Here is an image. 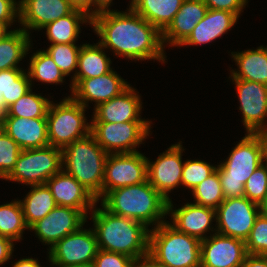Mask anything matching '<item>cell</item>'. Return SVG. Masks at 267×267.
<instances>
[{
    "label": "cell",
    "instance_id": "obj_1",
    "mask_svg": "<svg viewBox=\"0 0 267 267\" xmlns=\"http://www.w3.org/2000/svg\"><path fill=\"white\" fill-rule=\"evenodd\" d=\"M99 43L115 56L127 59L157 60L165 63L162 33L130 7L126 11L106 10L91 18Z\"/></svg>",
    "mask_w": 267,
    "mask_h": 267
},
{
    "label": "cell",
    "instance_id": "obj_2",
    "mask_svg": "<svg viewBox=\"0 0 267 267\" xmlns=\"http://www.w3.org/2000/svg\"><path fill=\"white\" fill-rule=\"evenodd\" d=\"M96 206V207H95ZM91 211L98 248L133 258L138 264L149 256V231L143 223L110 213L95 204Z\"/></svg>",
    "mask_w": 267,
    "mask_h": 267
},
{
    "label": "cell",
    "instance_id": "obj_3",
    "mask_svg": "<svg viewBox=\"0 0 267 267\" xmlns=\"http://www.w3.org/2000/svg\"><path fill=\"white\" fill-rule=\"evenodd\" d=\"M100 202L110 213L141 222L147 228L166 222L168 215V201L148 181L109 191Z\"/></svg>",
    "mask_w": 267,
    "mask_h": 267
},
{
    "label": "cell",
    "instance_id": "obj_4",
    "mask_svg": "<svg viewBox=\"0 0 267 267\" xmlns=\"http://www.w3.org/2000/svg\"><path fill=\"white\" fill-rule=\"evenodd\" d=\"M107 156L108 153L91 133L70 143L62 150V170L73 176L98 203L102 199Z\"/></svg>",
    "mask_w": 267,
    "mask_h": 267
},
{
    "label": "cell",
    "instance_id": "obj_5",
    "mask_svg": "<svg viewBox=\"0 0 267 267\" xmlns=\"http://www.w3.org/2000/svg\"><path fill=\"white\" fill-rule=\"evenodd\" d=\"M266 134L246 133L218 165L224 198L244 196V184L263 161Z\"/></svg>",
    "mask_w": 267,
    "mask_h": 267
},
{
    "label": "cell",
    "instance_id": "obj_6",
    "mask_svg": "<svg viewBox=\"0 0 267 267\" xmlns=\"http://www.w3.org/2000/svg\"><path fill=\"white\" fill-rule=\"evenodd\" d=\"M201 241L168 221L149 231V257L164 267H201Z\"/></svg>",
    "mask_w": 267,
    "mask_h": 267
},
{
    "label": "cell",
    "instance_id": "obj_7",
    "mask_svg": "<svg viewBox=\"0 0 267 267\" xmlns=\"http://www.w3.org/2000/svg\"><path fill=\"white\" fill-rule=\"evenodd\" d=\"M85 109L71 96L63 98L59 103H50L46 116L50 146L63 150L90 133L91 122L86 121Z\"/></svg>",
    "mask_w": 267,
    "mask_h": 267
},
{
    "label": "cell",
    "instance_id": "obj_8",
    "mask_svg": "<svg viewBox=\"0 0 267 267\" xmlns=\"http://www.w3.org/2000/svg\"><path fill=\"white\" fill-rule=\"evenodd\" d=\"M62 170V149L46 146L21 150L11 173L4 179L27 186L45 184Z\"/></svg>",
    "mask_w": 267,
    "mask_h": 267
},
{
    "label": "cell",
    "instance_id": "obj_9",
    "mask_svg": "<svg viewBox=\"0 0 267 267\" xmlns=\"http://www.w3.org/2000/svg\"><path fill=\"white\" fill-rule=\"evenodd\" d=\"M152 122L91 123L90 133L108 153H135L149 137Z\"/></svg>",
    "mask_w": 267,
    "mask_h": 267
},
{
    "label": "cell",
    "instance_id": "obj_10",
    "mask_svg": "<svg viewBox=\"0 0 267 267\" xmlns=\"http://www.w3.org/2000/svg\"><path fill=\"white\" fill-rule=\"evenodd\" d=\"M216 211V232L246 241L256 218L260 214L259 205L247 197L224 199Z\"/></svg>",
    "mask_w": 267,
    "mask_h": 267
},
{
    "label": "cell",
    "instance_id": "obj_11",
    "mask_svg": "<svg viewBox=\"0 0 267 267\" xmlns=\"http://www.w3.org/2000/svg\"><path fill=\"white\" fill-rule=\"evenodd\" d=\"M147 181V157L140 153L108 154L105 162L102 198L118 188Z\"/></svg>",
    "mask_w": 267,
    "mask_h": 267
},
{
    "label": "cell",
    "instance_id": "obj_12",
    "mask_svg": "<svg viewBox=\"0 0 267 267\" xmlns=\"http://www.w3.org/2000/svg\"><path fill=\"white\" fill-rule=\"evenodd\" d=\"M99 248L93 228L67 235L48 249V260L52 267H65L79 264H93Z\"/></svg>",
    "mask_w": 267,
    "mask_h": 267
},
{
    "label": "cell",
    "instance_id": "obj_13",
    "mask_svg": "<svg viewBox=\"0 0 267 267\" xmlns=\"http://www.w3.org/2000/svg\"><path fill=\"white\" fill-rule=\"evenodd\" d=\"M232 82L236 85L246 133L267 134V85L242 79Z\"/></svg>",
    "mask_w": 267,
    "mask_h": 267
},
{
    "label": "cell",
    "instance_id": "obj_14",
    "mask_svg": "<svg viewBox=\"0 0 267 267\" xmlns=\"http://www.w3.org/2000/svg\"><path fill=\"white\" fill-rule=\"evenodd\" d=\"M182 141L171 145L160 153L156 161L147 158V181L167 200L169 192L182 185V153L185 150Z\"/></svg>",
    "mask_w": 267,
    "mask_h": 267
},
{
    "label": "cell",
    "instance_id": "obj_15",
    "mask_svg": "<svg viewBox=\"0 0 267 267\" xmlns=\"http://www.w3.org/2000/svg\"><path fill=\"white\" fill-rule=\"evenodd\" d=\"M88 216L82 211L65 206H56L41 220L34 223L29 230L49 249L67 235L78 231L87 222Z\"/></svg>",
    "mask_w": 267,
    "mask_h": 267
},
{
    "label": "cell",
    "instance_id": "obj_16",
    "mask_svg": "<svg viewBox=\"0 0 267 267\" xmlns=\"http://www.w3.org/2000/svg\"><path fill=\"white\" fill-rule=\"evenodd\" d=\"M70 84L71 97L85 108L90 103L98 104L109 101L125 91L130 84L116 71L111 70L107 74L88 79H72Z\"/></svg>",
    "mask_w": 267,
    "mask_h": 267
},
{
    "label": "cell",
    "instance_id": "obj_17",
    "mask_svg": "<svg viewBox=\"0 0 267 267\" xmlns=\"http://www.w3.org/2000/svg\"><path fill=\"white\" fill-rule=\"evenodd\" d=\"M247 255L245 241L219 233L201 241V267H242Z\"/></svg>",
    "mask_w": 267,
    "mask_h": 267
},
{
    "label": "cell",
    "instance_id": "obj_18",
    "mask_svg": "<svg viewBox=\"0 0 267 267\" xmlns=\"http://www.w3.org/2000/svg\"><path fill=\"white\" fill-rule=\"evenodd\" d=\"M131 85L120 95L94 107L91 123L152 122L141 118L139 92Z\"/></svg>",
    "mask_w": 267,
    "mask_h": 267
},
{
    "label": "cell",
    "instance_id": "obj_19",
    "mask_svg": "<svg viewBox=\"0 0 267 267\" xmlns=\"http://www.w3.org/2000/svg\"><path fill=\"white\" fill-rule=\"evenodd\" d=\"M173 207L172 200L168 201L167 214H171L172 220L170 224L179 232L186 233L200 241L209 237L206 233L210 230L212 234L216 233V227H212V222L216 221L215 209L189 202L175 210Z\"/></svg>",
    "mask_w": 267,
    "mask_h": 267
},
{
    "label": "cell",
    "instance_id": "obj_20",
    "mask_svg": "<svg viewBox=\"0 0 267 267\" xmlns=\"http://www.w3.org/2000/svg\"><path fill=\"white\" fill-rule=\"evenodd\" d=\"M75 8L68 0H20L19 23L23 30H42L47 24L67 16Z\"/></svg>",
    "mask_w": 267,
    "mask_h": 267
},
{
    "label": "cell",
    "instance_id": "obj_21",
    "mask_svg": "<svg viewBox=\"0 0 267 267\" xmlns=\"http://www.w3.org/2000/svg\"><path fill=\"white\" fill-rule=\"evenodd\" d=\"M45 184L50 189L57 206L72 207L87 216L88 211L91 212L98 203L85 187L63 170L53 175Z\"/></svg>",
    "mask_w": 267,
    "mask_h": 267
},
{
    "label": "cell",
    "instance_id": "obj_22",
    "mask_svg": "<svg viewBox=\"0 0 267 267\" xmlns=\"http://www.w3.org/2000/svg\"><path fill=\"white\" fill-rule=\"evenodd\" d=\"M207 10L208 7L203 0H184L171 23L162 32L164 48L166 45L180 47L197 23L204 18Z\"/></svg>",
    "mask_w": 267,
    "mask_h": 267
},
{
    "label": "cell",
    "instance_id": "obj_23",
    "mask_svg": "<svg viewBox=\"0 0 267 267\" xmlns=\"http://www.w3.org/2000/svg\"><path fill=\"white\" fill-rule=\"evenodd\" d=\"M21 150L49 145L46 118L5 117L1 127Z\"/></svg>",
    "mask_w": 267,
    "mask_h": 267
},
{
    "label": "cell",
    "instance_id": "obj_24",
    "mask_svg": "<svg viewBox=\"0 0 267 267\" xmlns=\"http://www.w3.org/2000/svg\"><path fill=\"white\" fill-rule=\"evenodd\" d=\"M238 19L235 13L208 9L204 18L197 23L190 36L180 46L208 44L228 33Z\"/></svg>",
    "mask_w": 267,
    "mask_h": 267
},
{
    "label": "cell",
    "instance_id": "obj_25",
    "mask_svg": "<svg viewBox=\"0 0 267 267\" xmlns=\"http://www.w3.org/2000/svg\"><path fill=\"white\" fill-rule=\"evenodd\" d=\"M238 69L230 70L231 79H242L267 85V46L231 52Z\"/></svg>",
    "mask_w": 267,
    "mask_h": 267
},
{
    "label": "cell",
    "instance_id": "obj_26",
    "mask_svg": "<svg viewBox=\"0 0 267 267\" xmlns=\"http://www.w3.org/2000/svg\"><path fill=\"white\" fill-rule=\"evenodd\" d=\"M184 0H131L129 7L161 33L168 27Z\"/></svg>",
    "mask_w": 267,
    "mask_h": 267
},
{
    "label": "cell",
    "instance_id": "obj_27",
    "mask_svg": "<svg viewBox=\"0 0 267 267\" xmlns=\"http://www.w3.org/2000/svg\"><path fill=\"white\" fill-rule=\"evenodd\" d=\"M32 40L21 27L10 29L0 39V71L8 69H23L18 64L26 57Z\"/></svg>",
    "mask_w": 267,
    "mask_h": 267
},
{
    "label": "cell",
    "instance_id": "obj_28",
    "mask_svg": "<svg viewBox=\"0 0 267 267\" xmlns=\"http://www.w3.org/2000/svg\"><path fill=\"white\" fill-rule=\"evenodd\" d=\"M105 48L98 42L82 44L78 56V67L72 79H88L99 77L113 70L111 59L105 54Z\"/></svg>",
    "mask_w": 267,
    "mask_h": 267
},
{
    "label": "cell",
    "instance_id": "obj_29",
    "mask_svg": "<svg viewBox=\"0 0 267 267\" xmlns=\"http://www.w3.org/2000/svg\"><path fill=\"white\" fill-rule=\"evenodd\" d=\"M84 23L91 25V18L85 12L75 9L72 13L47 24L42 29L46 30L45 34L51 44L76 43L81 33L80 24Z\"/></svg>",
    "mask_w": 267,
    "mask_h": 267
},
{
    "label": "cell",
    "instance_id": "obj_30",
    "mask_svg": "<svg viewBox=\"0 0 267 267\" xmlns=\"http://www.w3.org/2000/svg\"><path fill=\"white\" fill-rule=\"evenodd\" d=\"M30 188L31 190L24 197V200H19L29 228L48 215L57 206L46 184L33 185Z\"/></svg>",
    "mask_w": 267,
    "mask_h": 267
},
{
    "label": "cell",
    "instance_id": "obj_31",
    "mask_svg": "<svg viewBox=\"0 0 267 267\" xmlns=\"http://www.w3.org/2000/svg\"><path fill=\"white\" fill-rule=\"evenodd\" d=\"M25 69H8L0 71V96L7 109L14 102L32 89L28 72Z\"/></svg>",
    "mask_w": 267,
    "mask_h": 267
},
{
    "label": "cell",
    "instance_id": "obj_32",
    "mask_svg": "<svg viewBox=\"0 0 267 267\" xmlns=\"http://www.w3.org/2000/svg\"><path fill=\"white\" fill-rule=\"evenodd\" d=\"M28 74L33 80L48 84H62L66 77L45 50H37L30 58Z\"/></svg>",
    "mask_w": 267,
    "mask_h": 267
},
{
    "label": "cell",
    "instance_id": "obj_33",
    "mask_svg": "<svg viewBox=\"0 0 267 267\" xmlns=\"http://www.w3.org/2000/svg\"><path fill=\"white\" fill-rule=\"evenodd\" d=\"M26 224L19 199L0 205V236L10 238L13 242L22 240Z\"/></svg>",
    "mask_w": 267,
    "mask_h": 267
},
{
    "label": "cell",
    "instance_id": "obj_34",
    "mask_svg": "<svg viewBox=\"0 0 267 267\" xmlns=\"http://www.w3.org/2000/svg\"><path fill=\"white\" fill-rule=\"evenodd\" d=\"M50 101L32 89L7 108L6 117L46 118Z\"/></svg>",
    "mask_w": 267,
    "mask_h": 267
},
{
    "label": "cell",
    "instance_id": "obj_35",
    "mask_svg": "<svg viewBox=\"0 0 267 267\" xmlns=\"http://www.w3.org/2000/svg\"><path fill=\"white\" fill-rule=\"evenodd\" d=\"M192 196L195 200L194 203L217 209L218 206L224 201V194L218 174V166L216 171L209 177L199 183L193 190Z\"/></svg>",
    "mask_w": 267,
    "mask_h": 267
},
{
    "label": "cell",
    "instance_id": "obj_36",
    "mask_svg": "<svg viewBox=\"0 0 267 267\" xmlns=\"http://www.w3.org/2000/svg\"><path fill=\"white\" fill-rule=\"evenodd\" d=\"M80 48L81 45L78 46L76 43L51 44L45 51L65 76L75 72L73 74V77H75Z\"/></svg>",
    "mask_w": 267,
    "mask_h": 267
},
{
    "label": "cell",
    "instance_id": "obj_37",
    "mask_svg": "<svg viewBox=\"0 0 267 267\" xmlns=\"http://www.w3.org/2000/svg\"><path fill=\"white\" fill-rule=\"evenodd\" d=\"M218 165H211L203 160H186L182 171V186L191 191L204 179L213 174Z\"/></svg>",
    "mask_w": 267,
    "mask_h": 267
},
{
    "label": "cell",
    "instance_id": "obj_38",
    "mask_svg": "<svg viewBox=\"0 0 267 267\" xmlns=\"http://www.w3.org/2000/svg\"><path fill=\"white\" fill-rule=\"evenodd\" d=\"M21 148L0 128V179H5L14 169Z\"/></svg>",
    "mask_w": 267,
    "mask_h": 267
},
{
    "label": "cell",
    "instance_id": "obj_39",
    "mask_svg": "<svg viewBox=\"0 0 267 267\" xmlns=\"http://www.w3.org/2000/svg\"><path fill=\"white\" fill-rule=\"evenodd\" d=\"M267 195V168L262 163L251 174L244 184V196L250 201L260 204Z\"/></svg>",
    "mask_w": 267,
    "mask_h": 267
},
{
    "label": "cell",
    "instance_id": "obj_40",
    "mask_svg": "<svg viewBox=\"0 0 267 267\" xmlns=\"http://www.w3.org/2000/svg\"><path fill=\"white\" fill-rule=\"evenodd\" d=\"M247 254L265 255L267 252V218L258 215L245 241Z\"/></svg>",
    "mask_w": 267,
    "mask_h": 267
},
{
    "label": "cell",
    "instance_id": "obj_41",
    "mask_svg": "<svg viewBox=\"0 0 267 267\" xmlns=\"http://www.w3.org/2000/svg\"><path fill=\"white\" fill-rule=\"evenodd\" d=\"M93 267H138V263L127 255L99 249Z\"/></svg>",
    "mask_w": 267,
    "mask_h": 267
},
{
    "label": "cell",
    "instance_id": "obj_42",
    "mask_svg": "<svg viewBox=\"0 0 267 267\" xmlns=\"http://www.w3.org/2000/svg\"><path fill=\"white\" fill-rule=\"evenodd\" d=\"M17 21L19 23V0H0V23L9 29Z\"/></svg>",
    "mask_w": 267,
    "mask_h": 267
},
{
    "label": "cell",
    "instance_id": "obj_43",
    "mask_svg": "<svg viewBox=\"0 0 267 267\" xmlns=\"http://www.w3.org/2000/svg\"><path fill=\"white\" fill-rule=\"evenodd\" d=\"M208 9L225 10L235 13L238 17L249 2L248 0H203Z\"/></svg>",
    "mask_w": 267,
    "mask_h": 267
},
{
    "label": "cell",
    "instance_id": "obj_44",
    "mask_svg": "<svg viewBox=\"0 0 267 267\" xmlns=\"http://www.w3.org/2000/svg\"><path fill=\"white\" fill-rule=\"evenodd\" d=\"M14 242L7 237L0 236V265L5 264L13 256Z\"/></svg>",
    "mask_w": 267,
    "mask_h": 267
},
{
    "label": "cell",
    "instance_id": "obj_45",
    "mask_svg": "<svg viewBox=\"0 0 267 267\" xmlns=\"http://www.w3.org/2000/svg\"><path fill=\"white\" fill-rule=\"evenodd\" d=\"M68 1L75 9L85 12L90 18L94 16L93 0H68Z\"/></svg>",
    "mask_w": 267,
    "mask_h": 267
},
{
    "label": "cell",
    "instance_id": "obj_46",
    "mask_svg": "<svg viewBox=\"0 0 267 267\" xmlns=\"http://www.w3.org/2000/svg\"><path fill=\"white\" fill-rule=\"evenodd\" d=\"M242 267H267V258L264 255L247 254Z\"/></svg>",
    "mask_w": 267,
    "mask_h": 267
},
{
    "label": "cell",
    "instance_id": "obj_47",
    "mask_svg": "<svg viewBox=\"0 0 267 267\" xmlns=\"http://www.w3.org/2000/svg\"><path fill=\"white\" fill-rule=\"evenodd\" d=\"M12 267H41L38 259L35 258H22L15 262Z\"/></svg>",
    "mask_w": 267,
    "mask_h": 267
},
{
    "label": "cell",
    "instance_id": "obj_48",
    "mask_svg": "<svg viewBox=\"0 0 267 267\" xmlns=\"http://www.w3.org/2000/svg\"><path fill=\"white\" fill-rule=\"evenodd\" d=\"M94 1V16L102 11L110 10L113 0H93Z\"/></svg>",
    "mask_w": 267,
    "mask_h": 267
},
{
    "label": "cell",
    "instance_id": "obj_49",
    "mask_svg": "<svg viewBox=\"0 0 267 267\" xmlns=\"http://www.w3.org/2000/svg\"><path fill=\"white\" fill-rule=\"evenodd\" d=\"M138 267H164L157 263H155L149 256L140 264H138Z\"/></svg>",
    "mask_w": 267,
    "mask_h": 267
},
{
    "label": "cell",
    "instance_id": "obj_50",
    "mask_svg": "<svg viewBox=\"0 0 267 267\" xmlns=\"http://www.w3.org/2000/svg\"><path fill=\"white\" fill-rule=\"evenodd\" d=\"M260 214L267 218V195L264 200L259 204Z\"/></svg>",
    "mask_w": 267,
    "mask_h": 267
},
{
    "label": "cell",
    "instance_id": "obj_51",
    "mask_svg": "<svg viewBox=\"0 0 267 267\" xmlns=\"http://www.w3.org/2000/svg\"><path fill=\"white\" fill-rule=\"evenodd\" d=\"M6 116H7V109L3 105V102L0 101V128L2 127V124Z\"/></svg>",
    "mask_w": 267,
    "mask_h": 267
},
{
    "label": "cell",
    "instance_id": "obj_52",
    "mask_svg": "<svg viewBox=\"0 0 267 267\" xmlns=\"http://www.w3.org/2000/svg\"><path fill=\"white\" fill-rule=\"evenodd\" d=\"M262 163L266 166L267 168V134H266V142H265V146L263 149V161Z\"/></svg>",
    "mask_w": 267,
    "mask_h": 267
},
{
    "label": "cell",
    "instance_id": "obj_53",
    "mask_svg": "<svg viewBox=\"0 0 267 267\" xmlns=\"http://www.w3.org/2000/svg\"><path fill=\"white\" fill-rule=\"evenodd\" d=\"M9 31H10V30H8V28H7L4 24L0 23V39H1L4 35H6Z\"/></svg>",
    "mask_w": 267,
    "mask_h": 267
},
{
    "label": "cell",
    "instance_id": "obj_54",
    "mask_svg": "<svg viewBox=\"0 0 267 267\" xmlns=\"http://www.w3.org/2000/svg\"><path fill=\"white\" fill-rule=\"evenodd\" d=\"M65 267H93V264H79V265H70Z\"/></svg>",
    "mask_w": 267,
    "mask_h": 267
},
{
    "label": "cell",
    "instance_id": "obj_55",
    "mask_svg": "<svg viewBox=\"0 0 267 267\" xmlns=\"http://www.w3.org/2000/svg\"><path fill=\"white\" fill-rule=\"evenodd\" d=\"M0 101H2V102H3V96H0Z\"/></svg>",
    "mask_w": 267,
    "mask_h": 267
}]
</instances>
